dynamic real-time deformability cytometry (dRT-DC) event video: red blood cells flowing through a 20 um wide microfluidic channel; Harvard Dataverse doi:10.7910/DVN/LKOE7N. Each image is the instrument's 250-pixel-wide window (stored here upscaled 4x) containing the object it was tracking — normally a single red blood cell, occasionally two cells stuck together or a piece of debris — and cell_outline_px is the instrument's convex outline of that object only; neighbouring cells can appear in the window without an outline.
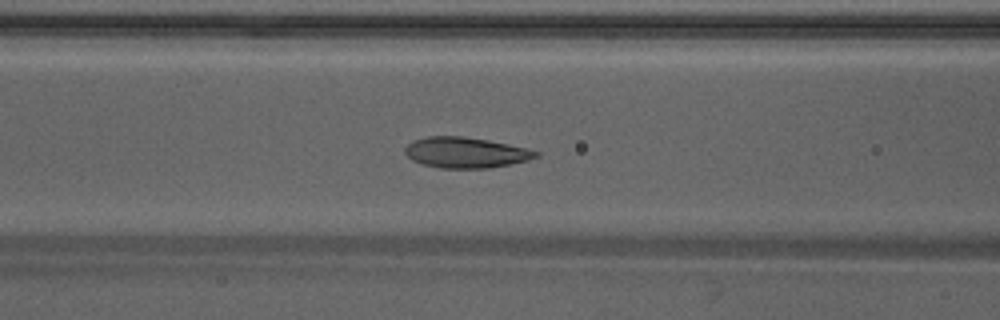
{"species": "Egyptian fruit bat (a non-hibernating species)", "species_latin": "Rousettus aegyptiacus", "temperature_condition": "warm", "stored_images_in_passage": 42, "camera_frame_rate_fps": 3000, "um_per_image_px": 0.085, "animal": {"sex": "male"}, "frame": {"image": 1, "passage_image": 13, "time_ms": 4.0, "image_size_px": [1000, 320], "cell_outline_px": [[540, 156], [528, 160], [512, 164], [488, 168], [440, 168], [424, 164], [412, 160], [404, 152], [404, 148], [412, 140], [428, 136], [460, 136], [488, 140], [508, 144], [540, 152]], "centroid_in_image_um": [39.58, 12.97], "position_along_channel_um": 127.0, "area_um2": 23.35}}
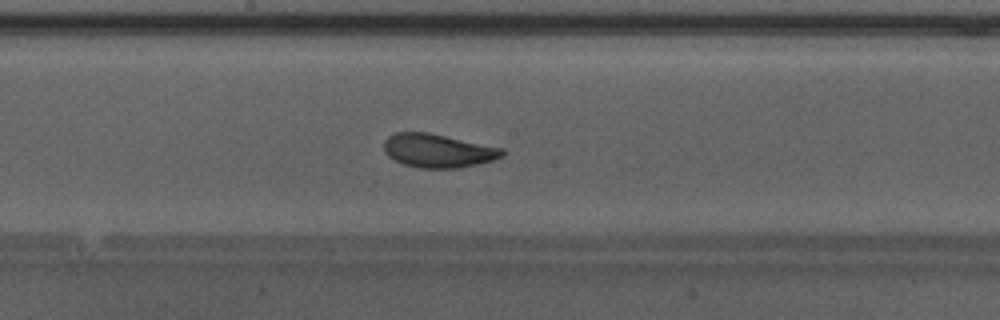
{"frame": {"image": 2, "passage_image": 19, "time_ms": 6.0, "image_size_px": [1000, 320], "cell_outline_px": [[504, 156], [492, 160], [460, 168], [420, 168], [404, 164], [388, 156], [384, 152], [384, 140], [388, 136], [396, 132], [428, 132], [504, 148]], "centroid_in_image_um": [37.22, 12.8], "position_along_channel_um": 211.0, "area_um2": 23.18}}
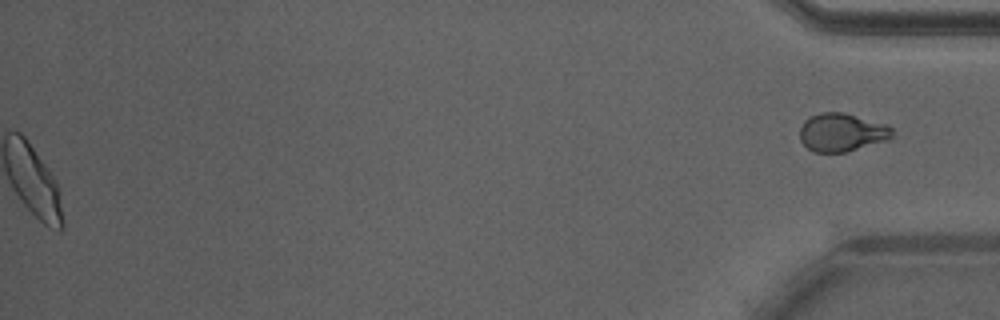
{"frame": {"image": 3, "passage_image": 42, "time_ms": 13.667, "image_size_px": [1000, 320], "cell_outline_px": [[896, 136], [884, 140], [844, 152], [812, 152], [800, 140], [800, 128], [804, 120], [820, 112], [844, 112], [884, 124], [892, 128]], "centroid_in_image_um": [71.53, 11.24], "position_along_channel_um": 363.7, "area_um2": 20.35}}